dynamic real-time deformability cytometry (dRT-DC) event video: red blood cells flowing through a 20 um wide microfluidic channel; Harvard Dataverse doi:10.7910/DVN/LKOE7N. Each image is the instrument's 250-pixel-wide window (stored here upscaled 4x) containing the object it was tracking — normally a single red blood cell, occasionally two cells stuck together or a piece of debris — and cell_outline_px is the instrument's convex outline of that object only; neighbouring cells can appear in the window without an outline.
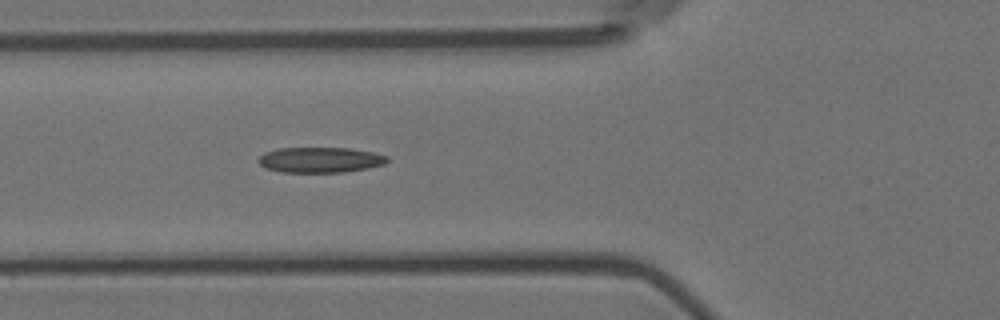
{"species": "Egyptian fruit bat (a non-hibernating species)", "species_latin": "Rousettus aegyptiacus", "temperature_condition": "room temperature", "stored_images_in_passage": 4, "camera_frame_rate_fps": 3000, "um_per_image_px": 0.085, "animal": {"sex": "female"}, "frame": {"image": 1, "passage_image": 4, "time_ms": 1.0, "image_size_px": [1000, 320], "cell_outline_px": [[388, 160], [384, 164], [368, 168], [344, 172], [284, 172], [264, 168], [256, 160], [264, 152], [280, 148], [348, 148], [372, 152], [388, 156]], "centroid_in_image_um": [27.19, 13.59], "position_along_channel_um": 98.6, "area_um2": 19.07}}